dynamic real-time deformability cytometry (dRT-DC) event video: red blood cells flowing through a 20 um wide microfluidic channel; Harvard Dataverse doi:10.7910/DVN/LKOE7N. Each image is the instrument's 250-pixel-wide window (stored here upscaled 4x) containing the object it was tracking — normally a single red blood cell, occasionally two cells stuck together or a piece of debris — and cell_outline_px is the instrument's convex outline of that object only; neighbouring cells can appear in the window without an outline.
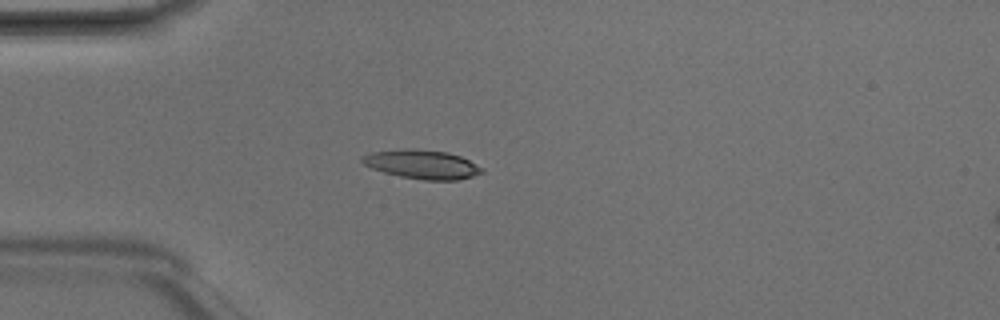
{"species": "Egyptian fruit bat (a non-hibernating species)", "species_latin": "Rousettus aegyptiacus", "temperature_condition": "room temperature", "stored_images_in_passage": 5, "camera_frame_rate_fps": 3000, "um_per_image_px": 0.085, "animal": {"sex": "male"}, "frame": {"image": 1, "passage_image": 4, "time_ms": 1.0, "image_size_px": [1000, 320], "cell_outline_px": [[484, 172], [472, 176], [456, 180], [424, 180], [400, 176], [384, 172], [372, 168], [364, 164], [360, 160], [360, 156], [372, 152], [404, 148], [416, 148], [448, 152], [460, 156], [484, 168]], "centroid_in_image_um": [35.86, 13.95], "position_along_channel_um": 49.1, "area_um2": 20.29}}